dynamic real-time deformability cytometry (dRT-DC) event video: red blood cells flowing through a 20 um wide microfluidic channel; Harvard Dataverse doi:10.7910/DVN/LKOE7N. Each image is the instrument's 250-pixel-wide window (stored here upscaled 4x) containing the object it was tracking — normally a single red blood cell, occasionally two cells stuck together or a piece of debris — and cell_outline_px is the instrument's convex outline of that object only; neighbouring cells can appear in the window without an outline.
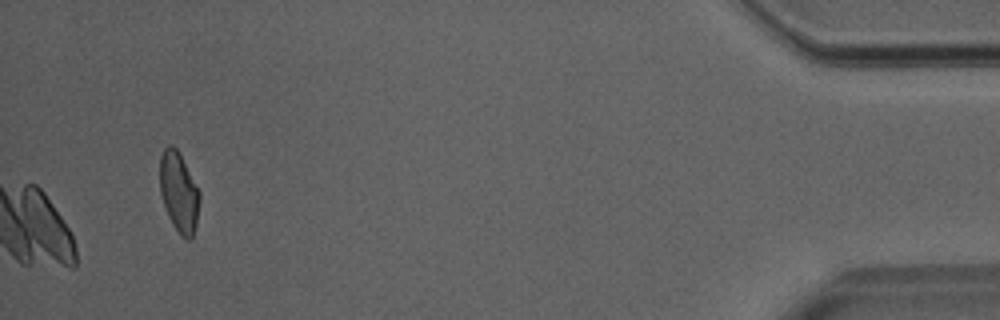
{"species": "Egyptian fruit bat (a non-hibernating species)", "species_latin": "Rousettus aegyptiacus", "temperature_condition": "room temperature", "stored_images_in_passage": 49, "camera_frame_rate_fps": 3000, "um_per_image_px": 0.085, "animal": {"sex": "male"}, "frame": {"image": 1, "passage_image": 49, "time_ms": 16.0, "image_size_px": [1000, 320], "cell_outline_px": [[200, 200], [196, 224], [192, 240], [188, 240], [180, 236], [172, 224], [168, 216], [160, 192], [160, 156], [164, 148], [168, 144], [172, 144], [180, 152], [200, 192]], "centroid_in_image_um": [15.21, 16.33], "position_along_channel_um": 420.0, "area_um2": 18.79}}